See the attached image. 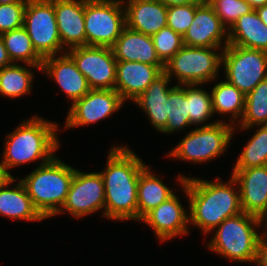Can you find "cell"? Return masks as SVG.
I'll list each match as a JSON object with an SVG mask.
<instances>
[{
  "mask_svg": "<svg viewBox=\"0 0 267 266\" xmlns=\"http://www.w3.org/2000/svg\"><path fill=\"white\" fill-rule=\"evenodd\" d=\"M175 180L188 199L189 227L201 229L204 235H210L228 217L243 212L239 186L232 175L223 182L220 176L212 181L180 173Z\"/></svg>",
  "mask_w": 267,
  "mask_h": 266,
  "instance_id": "1",
  "label": "cell"
},
{
  "mask_svg": "<svg viewBox=\"0 0 267 266\" xmlns=\"http://www.w3.org/2000/svg\"><path fill=\"white\" fill-rule=\"evenodd\" d=\"M101 171L104 190V218L137 222L139 175L147 165L128 145H113Z\"/></svg>",
  "mask_w": 267,
  "mask_h": 266,
  "instance_id": "2",
  "label": "cell"
},
{
  "mask_svg": "<svg viewBox=\"0 0 267 266\" xmlns=\"http://www.w3.org/2000/svg\"><path fill=\"white\" fill-rule=\"evenodd\" d=\"M59 124L37 114L23 120L6 135L0 166L7 177H13L8 170L31 162L38 166L50 161L60 149Z\"/></svg>",
  "mask_w": 267,
  "mask_h": 266,
  "instance_id": "3",
  "label": "cell"
},
{
  "mask_svg": "<svg viewBox=\"0 0 267 266\" xmlns=\"http://www.w3.org/2000/svg\"><path fill=\"white\" fill-rule=\"evenodd\" d=\"M265 231V221L242 212L228 217L212 230L210 234L214 235L205 247L231 262H244L256 266L267 247Z\"/></svg>",
  "mask_w": 267,
  "mask_h": 266,
  "instance_id": "4",
  "label": "cell"
},
{
  "mask_svg": "<svg viewBox=\"0 0 267 266\" xmlns=\"http://www.w3.org/2000/svg\"><path fill=\"white\" fill-rule=\"evenodd\" d=\"M30 174L20 178L33 206L46 220L52 218L62 208L75 167L66 164L55 155L50 161L34 168Z\"/></svg>",
  "mask_w": 267,
  "mask_h": 266,
  "instance_id": "5",
  "label": "cell"
},
{
  "mask_svg": "<svg viewBox=\"0 0 267 266\" xmlns=\"http://www.w3.org/2000/svg\"><path fill=\"white\" fill-rule=\"evenodd\" d=\"M235 127L228 122L199 126L187 134L168 151L166 157L195 164L211 162L227 152Z\"/></svg>",
  "mask_w": 267,
  "mask_h": 266,
  "instance_id": "6",
  "label": "cell"
},
{
  "mask_svg": "<svg viewBox=\"0 0 267 266\" xmlns=\"http://www.w3.org/2000/svg\"><path fill=\"white\" fill-rule=\"evenodd\" d=\"M220 47H183L165 64L164 73L178 85L215 83L222 68ZM220 70V71H219ZM217 79V80H216Z\"/></svg>",
  "mask_w": 267,
  "mask_h": 266,
  "instance_id": "7",
  "label": "cell"
},
{
  "mask_svg": "<svg viewBox=\"0 0 267 266\" xmlns=\"http://www.w3.org/2000/svg\"><path fill=\"white\" fill-rule=\"evenodd\" d=\"M86 46L112 47L126 26L122 0H84Z\"/></svg>",
  "mask_w": 267,
  "mask_h": 266,
  "instance_id": "8",
  "label": "cell"
},
{
  "mask_svg": "<svg viewBox=\"0 0 267 266\" xmlns=\"http://www.w3.org/2000/svg\"><path fill=\"white\" fill-rule=\"evenodd\" d=\"M223 77L243 94L267 78V52L227 45L222 54Z\"/></svg>",
  "mask_w": 267,
  "mask_h": 266,
  "instance_id": "9",
  "label": "cell"
},
{
  "mask_svg": "<svg viewBox=\"0 0 267 266\" xmlns=\"http://www.w3.org/2000/svg\"><path fill=\"white\" fill-rule=\"evenodd\" d=\"M23 27L42 59L66 53L58 33L54 0H28Z\"/></svg>",
  "mask_w": 267,
  "mask_h": 266,
  "instance_id": "10",
  "label": "cell"
},
{
  "mask_svg": "<svg viewBox=\"0 0 267 266\" xmlns=\"http://www.w3.org/2000/svg\"><path fill=\"white\" fill-rule=\"evenodd\" d=\"M105 190L100 172H84L75 168L66 200L56 215L69 214L81 219L102 211L104 217Z\"/></svg>",
  "mask_w": 267,
  "mask_h": 266,
  "instance_id": "11",
  "label": "cell"
},
{
  "mask_svg": "<svg viewBox=\"0 0 267 266\" xmlns=\"http://www.w3.org/2000/svg\"><path fill=\"white\" fill-rule=\"evenodd\" d=\"M126 104L115 89H90L69 106L64 129L89 126L106 120Z\"/></svg>",
  "mask_w": 267,
  "mask_h": 266,
  "instance_id": "12",
  "label": "cell"
},
{
  "mask_svg": "<svg viewBox=\"0 0 267 266\" xmlns=\"http://www.w3.org/2000/svg\"><path fill=\"white\" fill-rule=\"evenodd\" d=\"M86 77L90 89H114L117 60L112 48L78 46L66 51Z\"/></svg>",
  "mask_w": 267,
  "mask_h": 266,
  "instance_id": "13",
  "label": "cell"
},
{
  "mask_svg": "<svg viewBox=\"0 0 267 266\" xmlns=\"http://www.w3.org/2000/svg\"><path fill=\"white\" fill-rule=\"evenodd\" d=\"M174 193L156 208L149 211L139 222L153 229L159 242L163 243L179 236H187L189 226V205L184 207L180 197Z\"/></svg>",
  "mask_w": 267,
  "mask_h": 266,
  "instance_id": "14",
  "label": "cell"
},
{
  "mask_svg": "<svg viewBox=\"0 0 267 266\" xmlns=\"http://www.w3.org/2000/svg\"><path fill=\"white\" fill-rule=\"evenodd\" d=\"M240 191L242 211L267 220V165L247 169H232Z\"/></svg>",
  "mask_w": 267,
  "mask_h": 266,
  "instance_id": "15",
  "label": "cell"
},
{
  "mask_svg": "<svg viewBox=\"0 0 267 266\" xmlns=\"http://www.w3.org/2000/svg\"><path fill=\"white\" fill-rule=\"evenodd\" d=\"M183 44L220 48L228 45V29L207 1L196 8L193 22L183 36Z\"/></svg>",
  "mask_w": 267,
  "mask_h": 266,
  "instance_id": "16",
  "label": "cell"
},
{
  "mask_svg": "<svg viewBox=\"0 0 267 266\" xmlns=\"http://www.w3.org/2000/svg\"><path fill=\"white\" fill-rule=\"evenodd\" d=\"M41 72L58 85L71 105L90 91L86 77L67 52L43 59Z\"/></svg>",
  "mask_w": 267,
  "mask_h": 266,
  "instance_id": "17",
  "label": "cell"
},
{
  "mask_svg": "<svg viewBox=\"0 0 267 266\" xmlns=\"http://www.w3.org/2000/svg\"><path fill=\"white\" fill-rule=\"evenodd\" d=\"M164 69L142 62L117 61L114 89L125 102H132L164 73Z\"/></svg>",
  "mask_w": 267,
  "mask_h": 266,
  "instance_id": "18",
  "label": "cell"
},
{
  "mask_svg": "<svg viewBox=\"0 0 267 266\" xmlns=\"http://www.w3.org/2000/svg\"><path fill=\"white\" fill-rule=\"evenodd\" d=\"M54 10L62 47L86 46L84 0H54Z\"/></svg>",
  "mask_w": 267,
  "mask_h": 266,
  "instance_id": "19",
  "label": "cell"
},
{
  "mask_svg": "<svg viewBox=\"0 0 267 266\" xmlns=\"http://www.w3.org/2000/svg\"><path fill=\"white\" fill-rule=\"evenodd\" d=\"M126 27L152 36L167 27V5L161 0H122Z\"/></svg>",
  "mask_w": 267,
  "mask_h": 266,
  "instance_id": "20",
  "label": "cell"
},
{
  "mask_svg": "<svg viewBox=\"0 0 267 266\" xmlns=\"http://www.w3.org/2000/svg\"><path fill=\"white\" fill-rule=\"evenodd\" d=\"M0 215L12 220L27 222L45 220L33 206L24 184L14 176L6 177L0 184Z\"/></svg>",
  "mask_w": 267,
  "mask_h": 266,
  "instance_id": "21",
  "label": "cell"
},
{
  "mask_svg": "<svg viewBox=\"0 0 267 266\" xmlns=\"http://www.w3.org/2000/svg\"><path fill=\"white\" fill-rule=\"evenodd\" d=\"M171 79L163 73L153 81L133 102L146 114L153 128L161 132L167 123L168 95L173 86Z\"/></svg>",
  "mask_w": 267,
  "mask_h": 266,
  "instance_id": "22",
  "label": "cell"
},
{
  "mask_svg": "<svg viewBox=\"0 0 267 266\" xmlns=\"http://www.w3.org/2000/svg\"><path fill=\"white\" fill-rule=\"evenodd\" d=\"M111 48L117 61H136L165 67L156 54L152 37L126 26Z\"/></svg>",
  "mask_w": 267,
  "mask_h": 266,
  "instance_id": "23",
  "label": "cell"
},
{
  "mask_svg": "<svg viewBox=\"0 0 267 266\" xmlns=\"http://www.w3.org/2000/svg\"><path fill=\"white\" fill-rule=\"evenodd\" d=\"M150 165H146L140 175L137 187V222L149 211L159 206L174 193V187L164 184L161 176L154 174Z\"/></svg>",
  "mask_w": 267,
  "mask_h": 266,
  "instance_id": "24",
  "label": "cell"
},
{
  "mask_svg": "<svg viewBox=\"0 0 267 266\" xmlns=\"http://www.w3.org/2000/svg\"><path fill=\"white\" fill-rule=\"evenodd\" d=\"M228 45L258 49L267 52V26L255 9L244 14L228 30Z\"/></svg>",
  "mask_w": 267,
  "mask_h": 266,
  "instance_id": "25",
  "label": "cell"
},
{
  "mask_svg": "<svg viewBox=\"0 0 267 266\" xmlns=\"http://www.w3.org/2000/svg\"><path fill=\"white\" fill-rule=\"evenodd\" d=\"M211 99L214 114L229 115V124L236 127L244 114L245 94L229 83L225 78L213 84Z\"/></svg>",
  "mask_w": 267,
  "mask_h": 266,
  "instance_id": "26",
  "label": "cell"
},
{
  "mask_svg": "<svg viewBox=\"0 0 267 266\" xmlns=\"http://www.w3.org/2000/svg\"><path fill=\"white\" fill-rule=\"evenodd\" d=\"M42 66L13 63L0 70V96L15 99L31 94L35 72L41 71Z\"/></svg>",
  "mask_w": 267,
  "mask_h": 266,
  "instance_id": "27",
  "label": "cell"
},
{
  "mask_svg": "<svg viewBox=\"0 0 267 266\" xmlns=\"http://www.w3.org/2000/svg\"><path fill=\"white\" fill-rule=\"evenodd\" d=\"M256 131L248 139L236 158L233 169H247L251 167H262L267 165V125H255L248 128H234L239 131Z\"/></svg>",
  "mask_w": 267,
  "mask_h": 266,
  "instance_id": "28",
  "label": "cell"
},
{
  "mask_svg": "<svg viewBox=\"0 0 267 266\" xmlns=\"http://www.w3.org/2000/svg\"><path fill=\"white\" fill-rule=\"evenodd\" d=\"M12 63L42 66L43 59L34 49L24 27L0 35Z\"/></svg>",
  "mask_w": 267,
  "mask_h": 266,
  "instance_id": "29",
  "label": "cell"
},
{
  "mask_svg": "<svg viewBox=\"0 0 267 266\" xmlns=\"http://www.w3.org/2000/svg\"><path fill=\"white\" fill-rule=\"evenodd\" d=\"M203 84H186V97L188 99L189 118L192 126H209L217 122H227L226 118L210 121L214 117L211 93ZM203 124V125H202Z\"/></svg>",
  "mask_w": 267,
  "mask_h": 266,
  "instance_id": "30",
  "label": "cell"
},
{
  "mask_svg": "<svg viewBox=\"0 0 267 266\" xmlns=\"http://www.w3.org/2000/svg\"><path fill=\"white\" fill-rule=\"evenodd\" d=\"M166 127L160 132L162 134H175L182 132L191 126L189 118L188 99L186 97V84L177 83L171 88L168 95V113Z\"/></svg>",
  "mask_w": 267,
  "mask_h": 266,
  "instance_id": "31",
  "label": "cell"
},
{
  "mask_svg": "<svg viewBox=\"0 0 267 266\" xmlns=\"http://www.w3.org/2000/svg\"><path fill=\"white\" fill-rule=\"evenodd\" d=\"M267 125V78L245 95V110L235 128Z\"/></svg>",
  "mask_w": 267,
  "mask_h": 266,
  "instance_id": "32",
  "label": "cell"
},
{
  "mask_svg": "<svg viewBox=\"0 0 267 266\" xmlns=\"http://www.w3.org/2000/svg\"><path fill=\"white\" fill-rule=\"evenodd\" d=\"M152 40L156 54L165 65L182 47L183 37L173 31L170 27L161 28L153 34Z\"/></svg>",
  "mask_w": 267,
  "mask_h": 266,
  "instance_id": "33",
  "label": "cell"
},
{
  "mask_svg": "<svg viewBox=\"0 0 267 266\" xmlns=\"http://www.w3.org/2000/svg\"><path fill=\"white\" fill-rule=\"evenodd\" d=\"M229 30L239 17L250 13L253 8L245 0H206Z\"/></svg>",
  "mask_w": 267,
  "mask_h": 266,
  "instance_id": "34",
  "label": "cell"
},
{
  "mask_svg": "<svg viewBox=\"0 0 267 266\" xmlns=\"http://www.w3.org/2000/svg\"><path fill=\"white\" fill-rule=\"evenodd\" d=\"M200 4L202 3L167 7V27L183 37L193 22L195 10Z\"/></svg>",
  "mask_w": 267,
  "mask_h": 266,
  "instance_id": "35",
  "label": "cell"
},
{
  "mask_svg": "<svg viewBox=\"0 0 267 266\" xmlns=\"http://www.w3.org/2000/svg\"><path fill=\"white\" fill-rule=\"evenodd\" d=\"M26 4L27 2L0 4V35L23 27Z\"/></svg>",
  "mask_w": 267,
  "mask_h": 266,
  "instance_id": "36",
  "label": "cell"
},
{
  "mask_svg": "<svg viewBox=\"0 0 267 266\" xmlns=\"http://www.w3.org/2000/svg\"><path fill=\"white\" fill-rule=\"evenodd\" d=\"M11 64H13V63L11 62V59L8 55L6 48H5L4 42L0 37V70L3 67L9 66Z\"/></svg>",
  "mask_w": 267,
  "mask_h": 266,
  "instance_id": "37",
  "label": "cell"
},
{
  "mask_svg": "<svg viewBox=\"0 0 267 266\" xmlns=\"http://www.w3.org/2000/svg\"><path fill=\"white\" fill-rule=\"evenodd\" d=\"M168 7L177 6V5H185V4H194V3H204L206 0H161Z\"/></svg>",
  "mask_w": 267,
  "mask_h": 266,
  "instance_id": "38",
  "label": "cell"
},
{
  "mask_svg": "<svg viewBox=\"0 0 267 266\" xmlns=\"http://www.w3.org/2000/svg\"><path fill=\"white\" fill-rule=\"evenodd\" d=\"M255 11L257 12L259 18L263 21L265 26H267V4L257 7Z\"/></svg>",
  "mask_w": 267,
  "mask_h": 266,
  "instance_id": "39",
  "label": "cell"
},
{
  "mask_svg": "<svg viewBox=\"0 0 267 266\" xmlns=\"http://www.w3.org/2000/svg\"><path fill=\"white\" fill-rule=\"evenodd\" d=\"M248 4L251 5L253 9H256L257 7L264 6L267 4V0H245Z\"/></svg>",
  "mask_w": 267,
  "mask_h": 266,
  "instance_id": "40",
  "label": "cell"
},
{
  "mask_svg": "<svg viewBox=\"0 0 267 266\" xmlns=\"http://www.w3.org/2000/svg\"><path fill=\"white\" fill-rule=\"evenodd\" d=\"M256 266H267V247L263 250L262 255Z\"/></svg>",
  "mask_w": 267,
  "mask_h": 266,
  "instance_id": "41",
  "label": "cell"
},
{
  "mask_svg": "<svg viewBox=\"0 0 267 266\" xmlns=\"http://www.w3.org/2000/svg\"><path fill=\"white\" fill-rule=\"evenodd\" d=\"M28 0H0V4H8L12 2H27Z\"/></svg>",
  "mask_w": 267,
  "mask_h": 266,
  "instance_id": "42",
  "label": "cell"
},
{
  "mask_svg": "<svg viewBox=\"0 0 267 266\" xmlns=\"http://www.w3.org/2000/svg\"><path fill=\"white\" fill-rule=\"evenodd\" d=\"M7 176L5 175L3 169L1 168L0 166V184L4 181V179L6 178Z\"/></svg>",
  "mask_w": 267,
  "mask_h": 266,
  "instance_id": "43",
  "label": "cell"
},
{
  "mask_svg": "<svg viewBox=\"0 0 267 266\" xmlns=\"http://www.w3.org/2000/svg\"><path fill=\"white\" fill-rule=\"evenodd\" d=\"M265 232H266V241H267V220L265 221Z\"/></svg>",
  "mask_w": 267,
  "mask_h": 266,
  "instance_id": "44",
  "label": "cell"
}]
</instances>
